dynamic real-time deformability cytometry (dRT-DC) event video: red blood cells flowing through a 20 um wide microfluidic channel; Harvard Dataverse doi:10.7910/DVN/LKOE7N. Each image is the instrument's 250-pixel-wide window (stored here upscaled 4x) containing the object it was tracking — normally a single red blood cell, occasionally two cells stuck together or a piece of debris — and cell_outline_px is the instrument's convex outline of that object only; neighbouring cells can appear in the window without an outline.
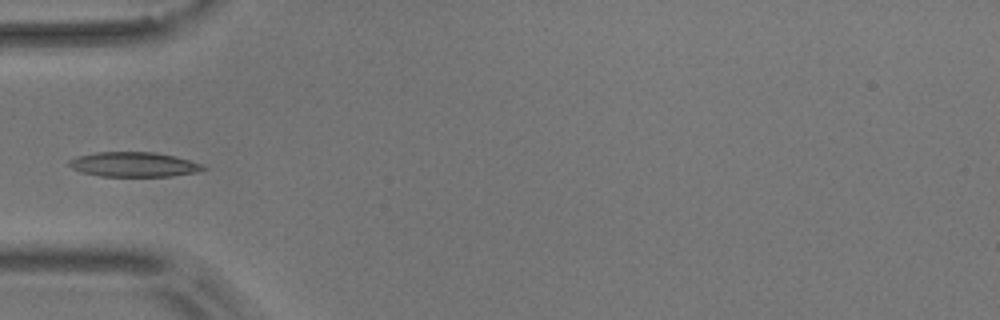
{"species": "common noctule bat (a hibernating species)", "species_latin": "Nyctalus noctula", "temperature_condition": "room temperature", "stored_images_in_passage": 6, "camera_frame_rate_fps": 3000, "um_per_image_px": 0.085, "animal": {"sex": "male", "body_mass_g": 17.9}, "frame": {"image": 1, "passage_image": 6, "time_ms": 5.667, "image_size_px": [1000, 320], "cell_outline_px": [[208, 168], [196, 172], [172, 176], [100, 176], [84, 172], [72, 168], [68, 164], [68, 160], [76, 156], [96, 152], [152, 152], [172, 156], [204, 164]], "centroid_in_image_um": [11.37, 13.98], "position_along_channel_um": 73.6, "area_um2": 19.19}}